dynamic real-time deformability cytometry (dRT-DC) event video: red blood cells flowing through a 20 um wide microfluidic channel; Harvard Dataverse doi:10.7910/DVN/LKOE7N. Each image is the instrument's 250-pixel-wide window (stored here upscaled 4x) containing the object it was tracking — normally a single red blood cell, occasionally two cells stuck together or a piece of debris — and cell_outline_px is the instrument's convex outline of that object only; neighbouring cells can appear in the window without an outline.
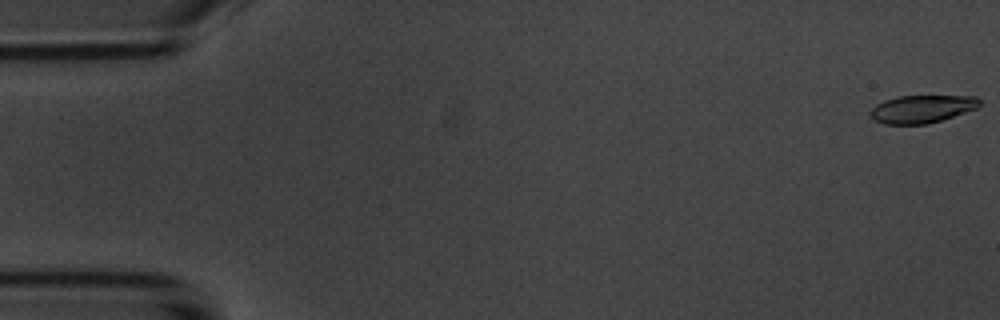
{"species": "common noctule bat (a hibernating species)", "species_latin": "Nyctalus noctula", "temperature_condition": "room temperature", "stored_images_in_passage": 54, "camera_frame_rate_fps": 3000, "um_per_image_px": 0.085, "animal": {"sex": "male", "body_mass_g": 20.1, "forearm_length_mm": 53.5}, "frame": {"image": 1, "passage_image": 1, "time_ms": 0.0, "image_size_px": [1000, 320], "cell_outline_px": [[980, 104], [976, 108], [928, 124], [884, 124], [876, 120], [868, 112], [876, 104], [884, 100], [896, 96], [976, 96], [980, 100]], "centroid_in_image_um": [78.33, 9.25], "position_along_channel_um": 6.7, "area_um2": 17.51}}
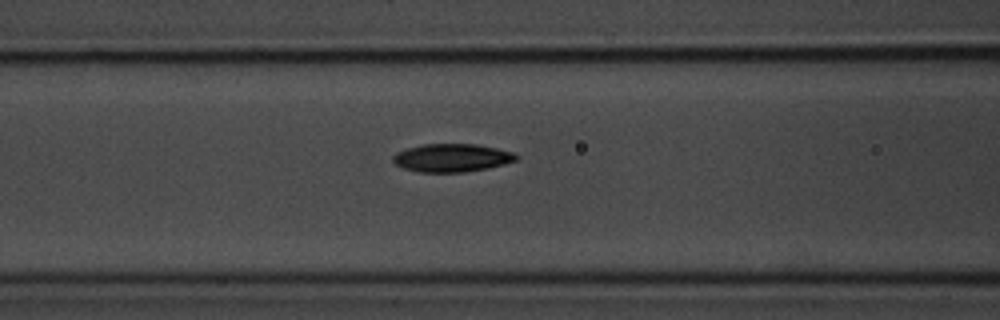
{"frame": {"image": 2, "passage_image": 22, "time_ms": 7.0, "image_size_px": [1000, 320], "cell_outline_px": [[520, 156], [516, 160], [504, 164], [488, 168], [464, 172], [420, 172], [404, 168], [396, 164], [392, 160], [392, 156], [396, 152], [420, 144], [476, 144], [496, 148], [512, 152]], "centroid_in_image_um": [38.4, 13.41], "position_along_channel_um": 128.2, "area_um2": 20.17}}
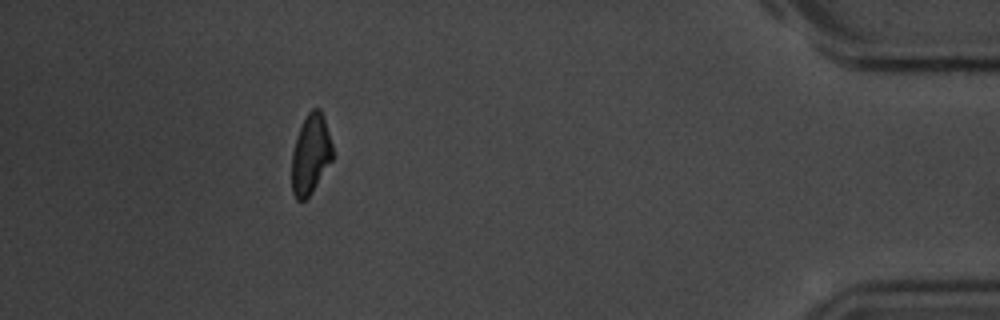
{"frame": {"image": 3, "passage_image": 49, "time_ms": 16.0, "image_size_px": [1000, 320], "cell_outline_px": [[332, 160], [312, 192], [304, 200], [296, 200], [292, 192], [292, 152], [296, 136], [308, 112], [312, 108], [320, 108], [324, 116], [332, 144]], "centroid_in_image_um": [26.4, 13.1], "position_along_channel_um": 408.8, "area_um2": 18.9}, "authors_computed_cell_mechanics": {"area_um2": 19.8254, "velocity_mm_per_s": 3.7365, "shape_relaxation_time_tau1_ms": 2.5304, "shape_relaxation_time_tau2_ms": 4.0771, "deformation_change_tau1": 0.1382, "deformation_change_tau2": 0.0914}}